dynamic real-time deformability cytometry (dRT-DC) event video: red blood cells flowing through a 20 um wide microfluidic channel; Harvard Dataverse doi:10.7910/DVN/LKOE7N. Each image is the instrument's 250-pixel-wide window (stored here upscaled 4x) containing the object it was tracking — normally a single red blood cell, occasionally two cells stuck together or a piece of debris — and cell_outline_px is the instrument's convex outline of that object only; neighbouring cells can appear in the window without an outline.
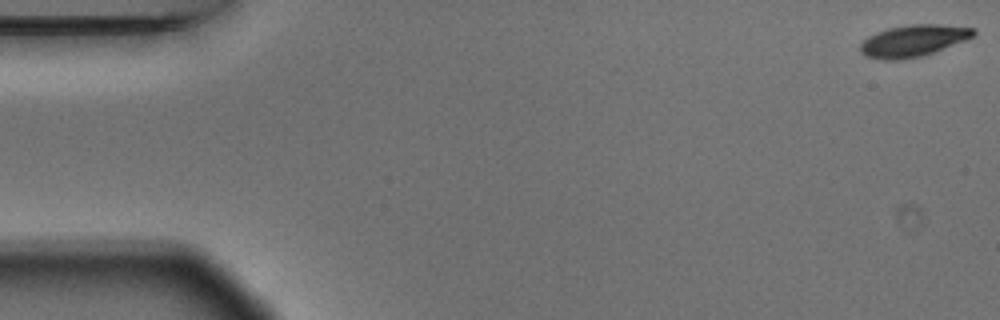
{"species": "Egyptian fruit bat (a non-hibernating species)", "species_latin": "Rousettus aegyptiacus", "temperature_condition": "warm", "stored_images_in_passage": 6, "camera_frame_rate_fps": 3000, "um_per_image_px": 0.085, "animal": {"sex": "male"}, "frame": {"image": 1, "passage_image": 1, "time_ms": 0.0, "image_size_px": [1000, 320], "cell_outline_px": [[976, 32], [972, 36], [964, 40], [932, 52], [920, 56], [896, 60], [884, 60], [864, 56], [860, 52], [860, 44], [868, 36], [876, 32], [888, 28], [912, 24], [940, 24], [976, 28]], "centroid_in_image_um": [77.58, 3.45], "position_along_channel_um": 7.4, "area_um2": 20.69}}
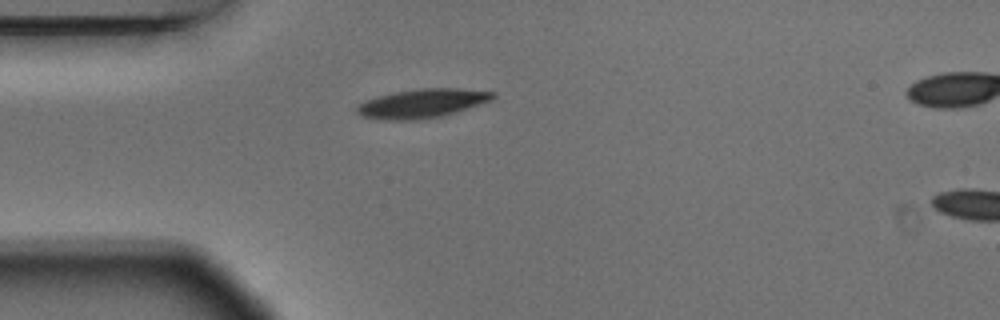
{"frame": {"image": 2, "passage_image": 5, "time_ms": 1.333, "image_size_px": [1000, 320], "cell_outline_px": [[496, 96], [492, 100], [456, 112], [440, 116], [416, 120], [388, 120], [360, 116], [356, 112], [356, 108], [360, 104], [368, 100], [380, 96], [396, 92], [420, 88], [460, 88], [496, 92]], "centroid_in_image_um": [35.93, 8.79], "position_along_channel_um": 49.1, "area_um2": 22.72}}